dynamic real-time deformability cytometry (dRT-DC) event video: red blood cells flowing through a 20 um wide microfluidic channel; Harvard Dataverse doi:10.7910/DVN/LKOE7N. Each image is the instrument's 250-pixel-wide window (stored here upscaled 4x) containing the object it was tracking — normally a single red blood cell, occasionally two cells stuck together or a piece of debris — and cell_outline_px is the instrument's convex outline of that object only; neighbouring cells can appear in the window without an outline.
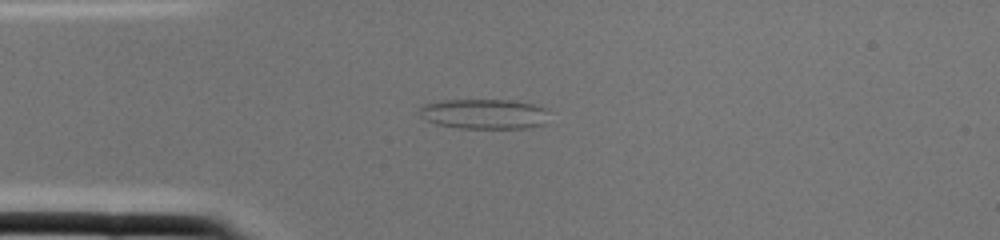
{"species": "common noctule bat (a hibernating species)", "species_latin": "Nyctalus noctula", "temperature_condition": "cold", "stored_images_in_passage": 1, "camera_frame_rate_fps": 3000, "um_per_image_px": 0.085, "animal": {"sex": "female", "body_mass_g": 22.0, "forearm_length_mm": 56.7}, "frame": {"image": 1, "passage_image": 1, "time_ms": 0.0, "image_size_px": [1000, 240], "cell_outline_px": [[544, 124], [528, 128], [460, 128], [436, 124], [420, 116], [420, 108], [424, 104], [444, 100], [512, 100], [532, 104], [544, 108]], "centroid_in_image_um": [41.1, 9.68], "position_along_channel_um": 43.9, "area_um2": 22.31}}